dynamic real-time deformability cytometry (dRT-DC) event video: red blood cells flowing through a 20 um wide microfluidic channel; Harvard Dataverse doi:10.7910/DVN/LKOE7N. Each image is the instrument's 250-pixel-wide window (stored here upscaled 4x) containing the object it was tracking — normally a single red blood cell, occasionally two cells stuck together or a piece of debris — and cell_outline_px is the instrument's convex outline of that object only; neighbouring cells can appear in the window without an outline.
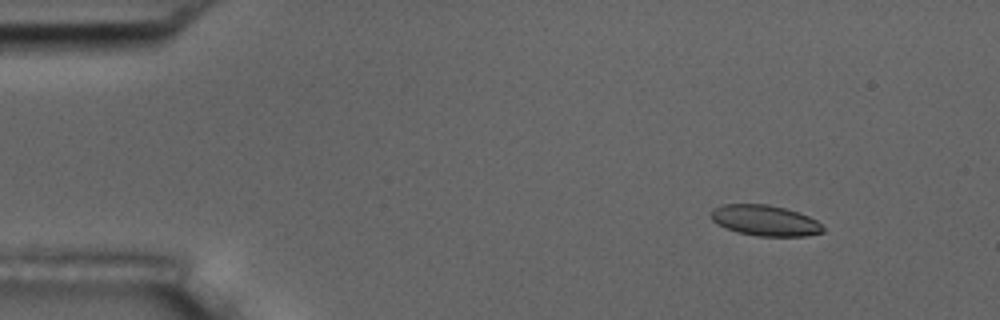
{"species": "common noctule bat (a hibernating species)", "species_latin": "Nyctalus noctula", "temperature_condition": "room temperature", "stored_images_in_passage": 3, "camera_frame_rate_fps": 3000, "um_per_image_px": 0.085, "animal": {"sex": "male", "body_mass_g": 17.5, "forearm_length_mm": 52.3}, "frame": {"image": 1, "passage_image": 1, "time_ms": 0.0, "image_size_px": [1000, 320], "cell_outline_px": [[824, 232], [804, 236], [756, 236], [736, 232], [724, 228], [712, 220], [712, 208], [724, 204], [768, 204], [784, 208], [808, 216], [816, 220], [824, 228]], "centroid_in_image_um": [65.0, 18.75], "position_along_channel_um": 20.0, "area_um2": 20.0}}